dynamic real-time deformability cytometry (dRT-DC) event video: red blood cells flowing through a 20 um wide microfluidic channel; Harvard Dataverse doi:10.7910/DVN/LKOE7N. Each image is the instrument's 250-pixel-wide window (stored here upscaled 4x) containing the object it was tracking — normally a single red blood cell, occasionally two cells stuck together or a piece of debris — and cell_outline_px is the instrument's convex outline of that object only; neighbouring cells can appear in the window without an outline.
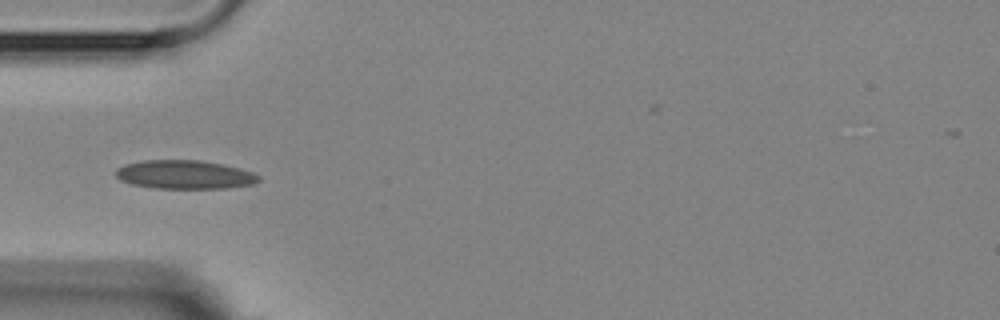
{"species": "Egyptian fruit bat (a non-hibernating species)", "species_latin": "Rousettus aegyptiacus", "temperature_condition": "room temperature", "stored_images_in_passage": 9, "camera_frame_rate_fps": 3000, "um_per_image_px": 0.085, "animal": {"sex": "female"}, "frame": {"image": 1, "passage_image": 3, "time_ms": 2.333, "image_size_px": [1000, 320], "cell_outline_px": [[260, 180], [252, 184], [228, 188], [156, 188], [132, 184], [120, 180], [116, 176], [116, 168], [124, 164], [144, 160], [200, 160], [220, 164], [252, 172], [260, 176]], "centroid_in_image_um": [15.66, 14.84], "position_along_channel_um": 69.3, "area_um2": 23.7}}
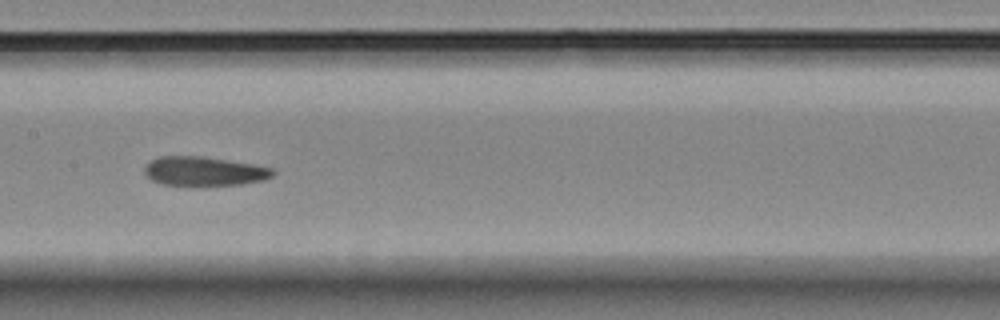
{"frame": {"image": 2, "passage_image": 6, "time_ms": 5.667, "image_size_px": [1000, 320], "cell_outline_px": [[276, 172], [272, 176], [264, 180], [240, 184], [200, 188], [160, 184], [152, 180], [144, 172], [144, 168], [148, 160], [160, 156], [204, 156], [252, 164], [272, 168]], "centroid_in_image_um": [17.31, 14.59], "position_along_channel_um": 190.1, "area_um2": 22.66}}
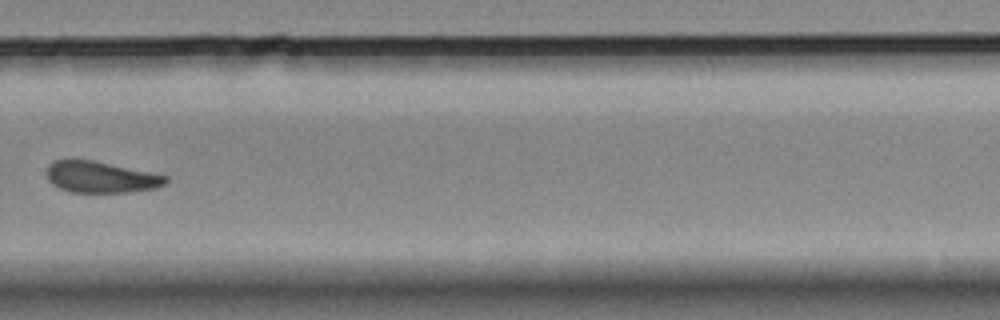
{"frame": {"image": 3, "passage_image": 9, "time_ms": 9.333, "image_size_px": [1000, 320], "cell_outline_px": [[168, 180], [164, 184], [156, 188], [128, 192], [68, 192], [52, 184], [48, 180], [48, 164], [52, 160], [68, 156], [72, 156], [92, 160], [168, 176]], "centroid_in_image_um": [8.48, 15.01], "position_along_channel_um": 321.3, "area_um2": 22.14}}